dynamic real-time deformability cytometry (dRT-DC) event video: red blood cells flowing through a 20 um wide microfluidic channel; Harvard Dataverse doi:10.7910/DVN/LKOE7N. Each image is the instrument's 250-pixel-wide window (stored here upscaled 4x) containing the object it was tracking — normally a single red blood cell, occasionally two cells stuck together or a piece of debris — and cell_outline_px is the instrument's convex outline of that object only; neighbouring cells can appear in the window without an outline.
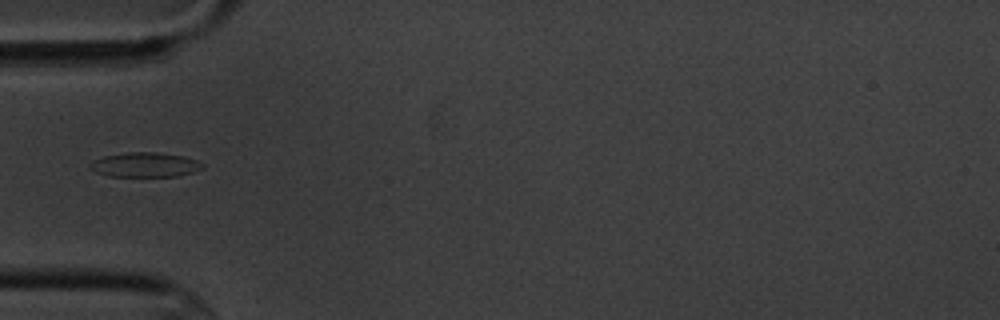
{"species": "common noctule bat (a hibernating species)", "species_latin": "Nyctalus noctula", "temperature_condition": "cold", "stored_images_in_passage": 11, "camera_frame_rate_fps": 3000, "um_per_image_px": 0.085, "animal": {"sex": "male", "body_mass_g": 20.1, "forearm_length_mm": 53.5}, "frame": {"image": 1, "passage_image": 5, "time_ms": 4.667, "image_size_px": [1000, 320], "cell_outline_px": [[204, 168], [180, 176], [108, 176], [96, 172], [88, 168], [88, 164], [92, 160], [104, 156], [128, 152], [156, 152], [184, 156], [196, 160], [204, 164]], "centroid_in_image_um": [12.3, 14.0], "position_along_channel_um": 72.7, "area_um2": 16.24}}
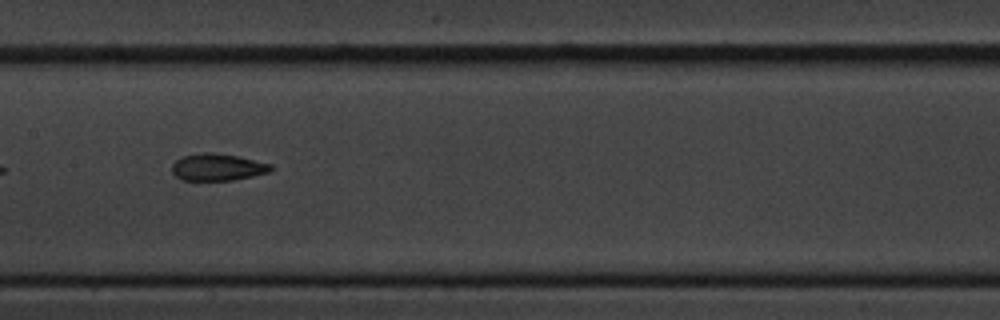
{"frame": {"image": 2, "passage_image": 8, "time_ms": 8.0, "image_size_px": [1000, 320], "cell_outline_px": [[272, 168], [268, 172], [252, 176], [232, 180], [180, 180], [172, 172], [172, 164], [176, 160], [184, 156], [204, 152], [212, 152], [236, 156], [272, 164]], "centroid_in_image_um": [18.46, 14.21], "position_along_channel_um": 188.9, "area_um2": 15.37}}
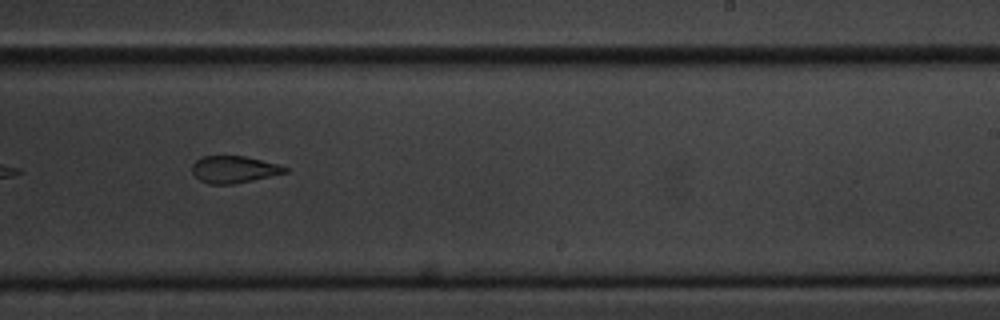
{"frame": {"image": 3, "passage_image": 10, "time_ms": 10.333, "image_size_px": [1000, 320], "cell_outline_px": [[288, 172], [252, 180], [232, 184], [208, 184], [200, 180], [192, 172], [192, 164], [196, 160], [204, 156], [244, 156], [276, 164], [288, 168]], "centroid_in_image_um": [19.85, 14.4], "position_along_channel_um": 269.1, "area_um2": 14.39}}